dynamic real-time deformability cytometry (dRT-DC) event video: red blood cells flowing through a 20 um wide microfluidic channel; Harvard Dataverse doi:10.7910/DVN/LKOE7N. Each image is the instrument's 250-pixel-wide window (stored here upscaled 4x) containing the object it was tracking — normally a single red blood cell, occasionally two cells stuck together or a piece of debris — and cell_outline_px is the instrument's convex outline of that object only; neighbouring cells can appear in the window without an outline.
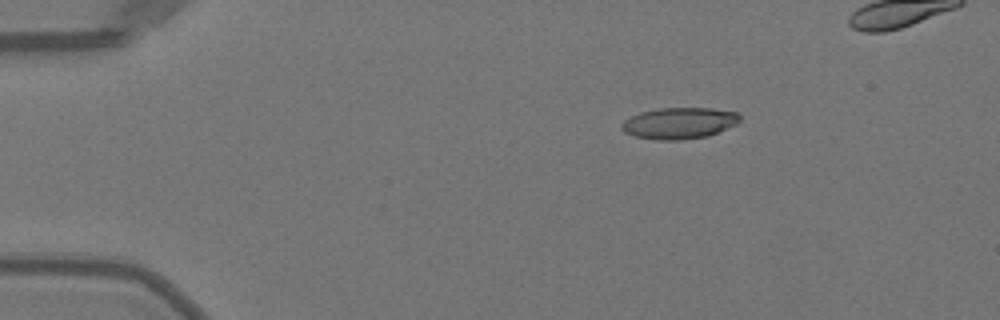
{"species": "Egyptian fruit bat (a non-hibernating species)", "species_latin": "Rousettus aegyptiacus", "temperature_condition": "warm", "stored_images_in_passage": 39, "camera_frame_rate_fps": 3000, "um_per_image_px": 0.085, "animal": {"sex": "female"}, "frame": {"image": 1, "passage_image": 1, "time_ms": 0.0, "image_size_px": [1000, 320], "cell_outline_px": [[740, 120], [736, 124], [708, 136], [680, 140], [656, 140], [636, 136], [624, 132], [620, 128], [620, 124], [624, 120], [640, 112], [660, 108], [712, 108], [740, 112]], "centroid_in_image_um": [57.74, 10.46], "position_along_channel_um": 27.3, "area_um2": 21.68}}
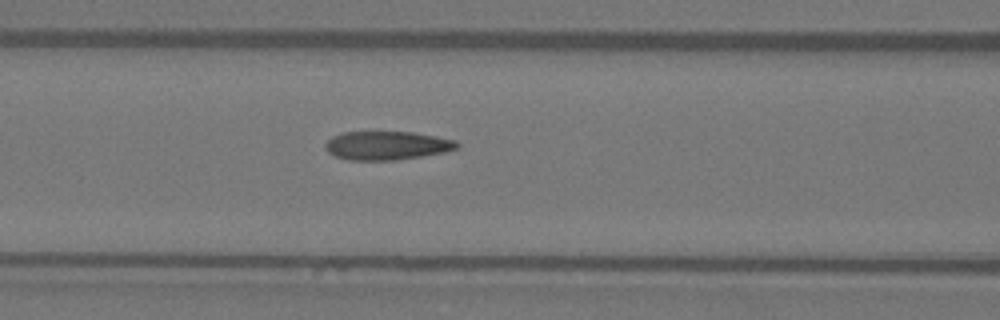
{"frame": {"image": 2, "passage_image": 14, "time_ms": 4.333, "image_size_px": [1000, 320], "cell_outline_px": [[460, 144], [456, 148], [444, 152], [396, 160], [348, 160], [336, 156], [328, 152], [324, 144], [332, 136], [344, 132], [412, 132], [436, 136], [456, 140]], "centroid_in_image_um": [32.88, 12.36], "position_along_channel_um": 133.7, "area_um2": 21.85}}
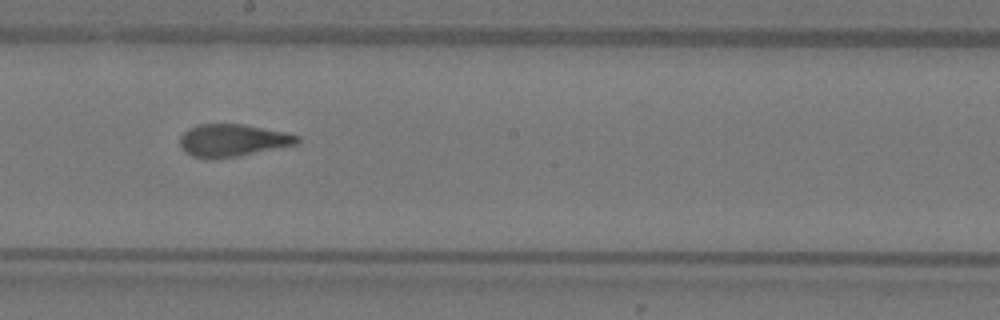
{"frame": {"image": 3, "passage_image": 21, "time_ms": 6.667, "image_size_px": [1000, 320], "cell_outline_px": [[300, 140], [296, 144], [216, 160], [212, 160], [192, 156], [184, 152], [180, 144], [180, 136], [188, 128], [200, 124], [240, 124], [284, 132], [300, 136]], "centroid_in_image_um": [19.71, 11.94], "position_along_channel_um": 228.5, "area_um2": 22.02}}